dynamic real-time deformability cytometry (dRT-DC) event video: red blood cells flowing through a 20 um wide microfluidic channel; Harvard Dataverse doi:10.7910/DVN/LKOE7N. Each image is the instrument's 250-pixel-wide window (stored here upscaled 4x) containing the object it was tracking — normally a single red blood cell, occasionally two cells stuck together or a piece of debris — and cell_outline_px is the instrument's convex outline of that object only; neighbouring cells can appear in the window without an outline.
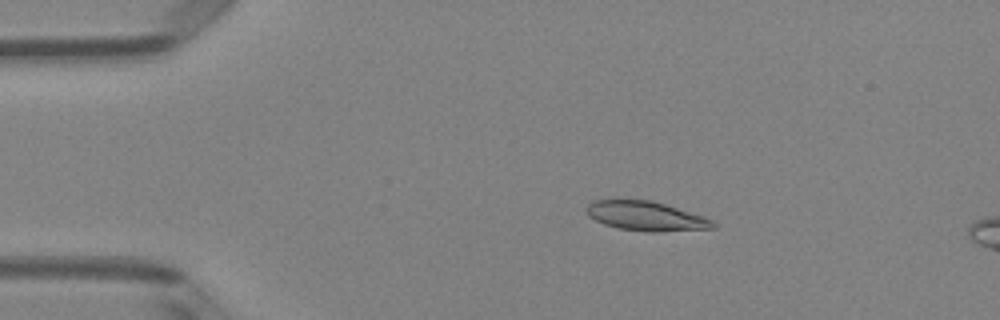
{"species": "Egyptian fruit bat (a non-hibernating species)", "species_latin": "Rousettus aegyptiacus", "temperature_condition": "room temperature", "stored_images_in_passage": 13, "camera_frame_rate_fps": 3000, "um_per_image_px": 0.085, "animal": {"sex": "female"}, "frame": {"image": 1, "passage_image": 8, "time_ms": 2.333, "image_size_px": [1000, 320], "cell_outline_px": [[716, 228], [656, 232], [648, 232], [620, 228], [604, 224], [588, 216], [584, 208], [592, 200], [652, 200], [704, 216], [712, 220], [716, 224]], "centroid_in_image_um": [54.9, 18.36], "position_along_channel_um": 30.1, "area_um2": 21.68}}